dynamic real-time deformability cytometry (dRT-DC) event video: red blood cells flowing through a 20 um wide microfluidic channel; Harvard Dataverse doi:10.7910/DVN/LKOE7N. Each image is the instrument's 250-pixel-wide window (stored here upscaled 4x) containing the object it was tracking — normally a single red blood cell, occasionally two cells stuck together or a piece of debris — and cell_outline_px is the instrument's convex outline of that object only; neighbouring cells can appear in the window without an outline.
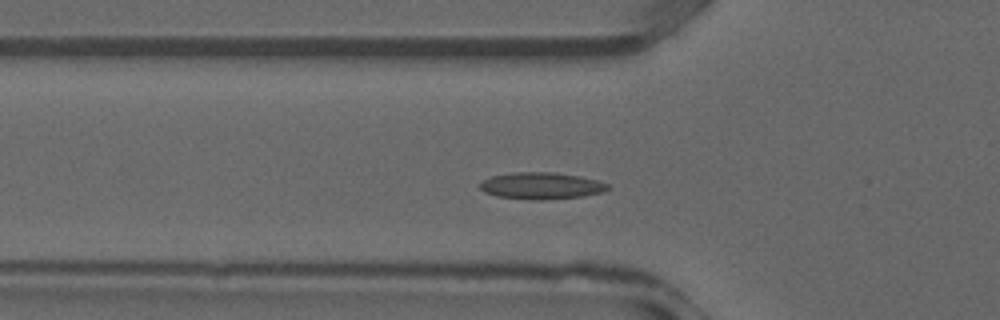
{"species": "common noctule bat (a hibernating species)", "species_latin": "Nyctalus noctula", "temperature_condition": "warm", "stored_images_in_passage": 31, "camera_frame_rate_fps": 3000, "um_per_image_px": 0.085, "animal": {"sex": "male", "forearm_length_mm": 52.5}, "frame": {"image": 1, "passage_image": 6, "time_ms": 1.667, "image_size_px": [1000, 320], "cell_outline_px": [[612, 188], [600, 192], [584, 196], [544, 200], [532, 200], [496, 196], [484, 192], [480, 188], [480, 180], [492, 176], [516, 172], [552, 172], [580, 176], [596, 180], [608, 184]], "centroid_in_image_um": [45.99, 15.79], "position_along_channel_um": 79.8, "area_um2": 20.0}}
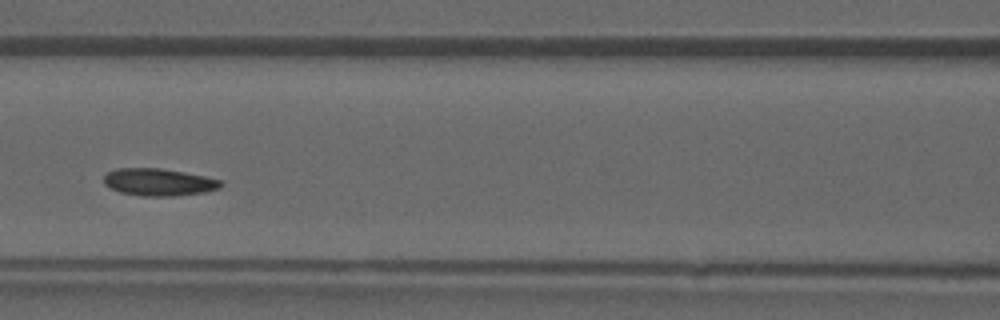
{"frame": {"image": 2, "passage_image": 10, "time_ms": 3.0, "image_size_px": [1000, 320], "cell_outline_px": [[224, 184], [220, 188], [204, 192], [172, 196], [140, 196], [120, 192], [104, 184], [104, 176], [108, 172], [116, 168], [160, 168], [184, 172], [204, 176], [220, 180]], "centroid_in_image_um": [13.49, 15.48], "position_along_channel_um": 153.1, "area_um2": 18.55}}
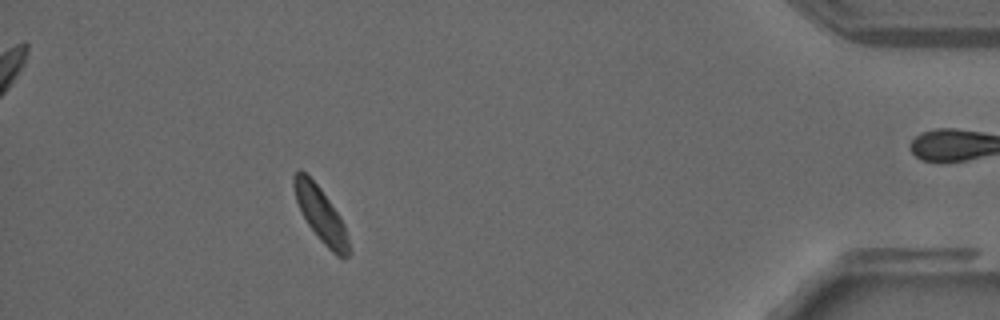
{"frame": {"image": 3, "passage_image": 27, "time_ms": 8.667, "image_size_px": [1000, 320], "cell_outline_px": [[352, 252], [348, 256], [336, 256], [320, 240], [308, 224], [296, 200], [292, 184], [292, 176], [296, 168], [300, 168], [320, 188], [340, 216], [344, 224]], "centroid_in_image_um": [27.26, 18.22], "position_along_channel_um": 407.9, "area_um2": 17.4}}